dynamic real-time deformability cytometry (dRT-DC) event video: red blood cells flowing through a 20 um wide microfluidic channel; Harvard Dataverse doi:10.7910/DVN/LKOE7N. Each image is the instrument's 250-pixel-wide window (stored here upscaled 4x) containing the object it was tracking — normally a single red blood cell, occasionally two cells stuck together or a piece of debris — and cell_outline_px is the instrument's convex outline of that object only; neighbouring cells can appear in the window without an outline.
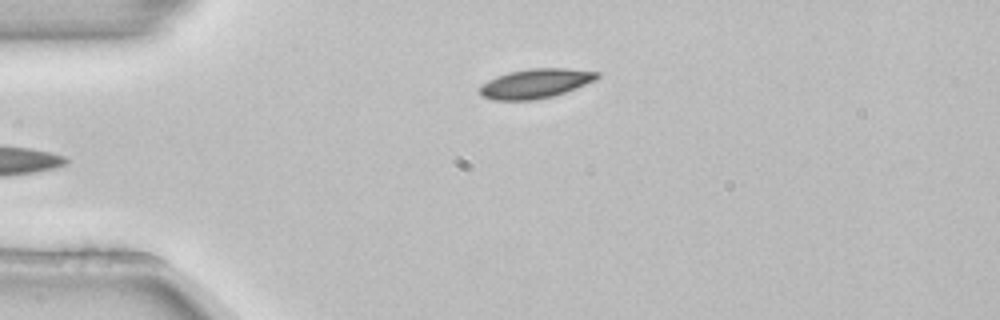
{"species": "common noctule bat (a hibernating species)", "species_latin": "Nyctalus noctula", "temperature_condition": "room temperature", "stored_images_in_passage": 4, "camera_frame_rate_fps": 3000, "um_per_image_px": 0.085, "animal": {"sex": "female", "body_mass_g": 22.7, "forearm_length_mm": 54.2}, "frame": {"image": 1, "passage_image": 4, "time_ms": 1.0, "image_size_px": [1000, 320], "cell_outline_px": [[600, 76], [596, 80], [576, 88], [552, 96], [536, 100], [492, 100], [480, 96], [480, 84], [496, 76], [508, 72], [528, 68], [564, 68], [600, 72]], "centroid_in_image_um": [45.49, 7.09], "position_along_channel_um": 39.5, "area_um2": 20.29}}